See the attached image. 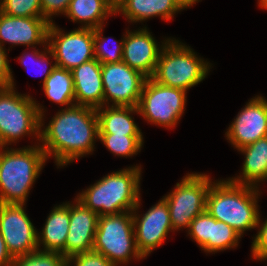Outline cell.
<instances>
[{"label":"cell","mask_w":267,"mask_h":266,"mask_svg":"<svg viewBox=\"0 0 267 266\" xmlns=\"http://www.w3.org/2000/svg\"><path fill=\"white\" fill-rule=\"evenodd\" d=\"M44 124V121H40L39 144L47 160L51 156L54 158L57 168L95 151V143L99 138L95 108L81 105L62 108L46 126Z\"/></svg>","instance_id":"obj_1"},{"label":"cell","mask_w":267,"mask_h":266,"mask_svg":"<svg viewBox=\"0 0 267 266\" xmlns=\"http://www.w3.org/2000/svg\"><path fill=\"white\" fill-rule=\"evenodd\" d=\"M259 190L258 187L237 184L229 179L215 180L207 194L206 211L243 237L246 231L255 229L258 224V200L262 193Z\"/></svg>","instance_id":"obj_2"},{"label":"cell","mask_w":267,"mask_h":266,"mask_svg":"<svg viewBox=\"0 0 267 266\" xmlns=\"http://www.w3.org/2000/svg\"><path fill=\"white\" fill-rule=\"evenodd\" d=\"M141 172L139 165L111 172L75 198L99 216L132 211L141 197Z\"/></svg>","instance_id":"obj_3"},{"label":"cell","mask_w":267,"mask_h":266,"mask_svg":"<svg viewBox=\"0 0 267 266\" xmlns=\"http://www.w3.org/2000/svg\"><path fill=\"white\" fill-rule=\"evenodd\" d=\"M46 161L38 141L23 148L0 147V203L26 204Z\"/></svg>","instance_id":"obj_4"},{"label":"cell","mask_w":267,"mask_h":266,"mask_svg":"<svg viewBox=\"0 0 267 266\" xmlns=\"http://www.w3.org/2000/svg\"><path fill=\"white\" fill-rule=\"evenodd\" d=\"M29 94L10 86L0 87V147H8L25 136L40 141V121L45 108Z\"/></svg>","instance_id":"obj_5"},{"label":"cell","mask_w":267,"mask_h":266,"mask_svg":"<svg viewBox=\"0 0 267 266\" xmlns=\"http://www.w3.org/2000/svg\"><path fill=\"white\" fill-rule=\"evenodd\" d=\"M211 66L190 46L171 38L160 53L152 78L162 85L187 92L208 76Z\"/></svg>","instance_id":"obj_6"},{"label":"cell","mask_w":267,"mask_h":266,"mask_svg":"<svg viewBox=\"0 0 267 266\" xmlns=\"http://www.w3.org/2000/svg\"><path fill=\"white\" fill-rule=\"evenodd\" d=\"M93 251L116 266L144 259L136 246L132 211L98 217Z\"/></svg>","instance_id":"obj_7"},{"label":"cell","mask_w":267,"mask_h":266,"mask_svg":"<svg viewBox=\"0 0 267 266\" xmlns=\"http://www.w3.org/2000/svg\"><path fill=\"white\" fill-rule=\"evenodd\" d=\"M212 180L205 173H188L176 183L170 193L163 196L168 204L174 232L188 229L193 219L206 211L207 194Z\"/></svg>","instance_id":"obj_8"},{"label":"cell","mask_w":267,"mask_h":266,"mask_svg":"<svg viewBox=\"0 0 267 266\" xmlns=\"http://www.w3.org/2000/svg\"><path fill=\"white\" fill-rule=\"evenodd\" d=\"M186 102L185 90L162 85L150 77L144 84L138 110L147 123L174 129L184 114Z\"/></svg>","instance_id":"obj_9"},{"label":"cell","mask_w":267,"mask_h":266,"mask_svg":"<svg viewBox=\"0 0 267 266\" xmlns=\"http://www.w3.org/2000/svg\"><path fill=\"white\" fill-rule=\"evenodd\" d=\"M48 46L54 54L56 66L73 70L94 58V29L80 28L69 32L50 23Z\"/></svg>","instance_id":"obj_10"},{"label":"cell","mask_w":267,"mask_h":266,"mask_svg":"<svg viewBox=\"0 0 267 266\" xmlns=\"http://www.w3.org/2000/svg\"><path fill=\"white\" fill-rule=\"evenodd\" d=\"M101 73L104 105L138 107L148 77L123 61L101 64Z\"/></svg>","instance_id":"obj_11"},{"label":"cell","mask_w":267,"mask_h":266,"mask_svg":"<svg viewBox=\"0 0 267 266\" xmlns=\"http://www.w3.org/2000/svg\"><path fill=\"white\" fill-rule=\"evenodd\" d=\"M24 206L25 204L0 203V234L13 258L38 250V231Z\"/></svg>","instance_id":"obj_12"},{"label":"cell","mask_w":267,"mask_h":266,"mask_svg":"<svg viewBox=\"0 0 267 266\" xmlns=\"http://www.w3.org/2000/svg\"><path fill=\"white\" fill-rule=\"evenodd\" d=\"M140 205L141 198L132 210L133 226L137 249L146 259L151 252L163 245L168 233L174 230L171 226L168 204L163 197L143 215L138 214Z\"/></svg>","instance_id":"obj_13"},{"label":"cell","mask_w":267,"mask_h":266,"mask_svg":"<svg viewBox=\"0 0 267 266\" xmlns=\"http://www.w3.org/2000/svg\"><path fill=\"white\" fill-rule=\"evenodd\" d=\"M248 101L225 133L237 150L267 136V100L260 94Z\"/></svg>","instance_id":"obj_14"},{"label":"cell","mask_w":267,"mask_h":266,"mask_svg":"<svg viewBox=\"0 0 267 266\" xmlns=\"http://www.w3.org/2000/svg\"><path fill=\"white\" fill-rule=\"evenodd\" d=\"M151 33L146 26L138 30H126L123 42L122 61L148 78L154 75L160 53L171 39L167 37L158 45L159 42Z\"/></svg>","instance_id":"obj_15"},{"label":"cell","mask_w":267,"mask_h":266,"mask_svg":"<svg viewBox=\"0 0 267 266\" xmlns=\"http://www.w3.org/2000/svg\"><path fill=\"white\" fill-rule=\"evenodd\" d=\"M187 234L208 253H217L238 247L241 236L225 222L217 221L207 211L196 216Z\"/></svg>","instance_id":"obj_16"},{"label":"cell","mask_w":267,"mask_h":266,"mask_svg":"<svg viewBox=\"0 0 267 266\" xmlns=\"http://www.w3.org/2000/svg\"><path fill=\"white\" fill-rule=\"evenodd\" d=\"M50 23L43 17H14L0 12V45H24L28 50L36 45H48Z\"/></svg>","instance_id":"obj_17"},{"label":"cell","mask_w":267,"mask_h":266,"mask_svg":"<svg viewBox=\"0 0 267 266\" xmlns=\"http://www.w3.org/2000/svg\"><path fill=\"white\" fill-rule=\"evenodd\" d=\"M99 215L74 198L70 203V225L65 242V257L93 251Z\"/></svg>","instance_id":"obj_18"},{"label":"cell","mask_w":267,"mask_h":266,"mask_svg":"<svg viewBox=\"0 0 267 266\" xmlns=\"http://www.w3.org/2000/svg\"><path fill=\"white\" fill-rule=\"evenodd\" d=\"M187 8L184 0H119L115 4V14L121 13L129 23H142L153 17L170 21Z\"/></svg>","instance_id":"obj_19"},{"label":"cell","mask_w":267,"mask_h":266,"mask_svg":"<svg viewBox=\"0 0 267 266\" xmlns=\"http://www.w3.org/2000/svg\"><path fill=\"white\" fill-rule=\"evenodd\" d=\"M74 83L75 105L99 108L104 106V88L101 63L90 60L71 70Z\"/></svg>","instance_id":"obj_20"},{"label":"cell","mask_w":267,"mask_h":266,"mask_svg":"<svg viewBox=\"0 0 267 266\" xmlns=\"http://www.w3.org/2000/svg\"><path fill=\"white\" fill-rule=\"evenodd\" d=\"M70 225V202L55 205L38 235V250L58 252L65 256V242ZM42 246V248H41Z\"/></svg>","instance_id":"obj_21"},{"label":"cell","mask_w":267,"mask_h":266,"mask_svg":"<svg viewBox=\"0 0 267 266\" xmlns=\"http://www.w3.org/2000/svg\"><path fill=\"white\" fill-rule=\"evenodd\" d=\"M238 152L243 153L245 158L242 174L228 179L237 184L259 188V184L267 180V136L238 149Z\"/></svg>","instance_id":"obj_22"},{"label":"cell","mask_w":267,"mask_h":266,"mask_svg":"<svg viewBox=\"0 0 267 266\" xmlns=\"http://www.w3.org/2000/svg\"><path fill=\"white\" fill-rule=\"evenodd\" d=\"M96 112L99 134L143 135L133 117L139 114L138 107L104 105Z\"/></svg>","instance_id":"obj_23"},{"label":"cell","mask_w":267,"mask_h":266,"mask_svg":"<svg viewBox=\"0 0 267 266\" xmlns=\"http://www.w3.org/2000/svg\"><path fill=\"white\" fill-rule=\"evenodd\" d=\"M110 15H116L111 0H71L65 13L73 23H81L80 28L88 29L103 26Z\"/></svg>","instance_id":"obj_24"},{"label":"cell","mask_w":267,"mask_h":266,"mask_svg":"<svg viewBox=\"0 0 267 266\" xmlns=\"http://www.w3.org/2000/svg\"><path fill=\"white\" fill-rule=\"evenodd\" d=\"M42 87L50 101L65 106V108L75 105L74 83L70 70L56 66Z\"/></svg>","instance_id":"obj_25"},{"label":"cell","mask_w":267,"mask_h":266,"mask_svg":"<svg viewBox=\"0 0 267 266\" xmlns=\"http://www.w3.org/2000/svg\"><path fill=\"white\" fill-rule=\"evenodd\" d=\"M144 135L99 134L98 140L115 156L132 157L142 150Z\"/></svg>","instance_id":"obj_26"},{"label":"cell","mask_w":267,"mask_h":266,"mask_svg":"<svg viewBox=\"0 0 267 266\" xmlns=\"http://www.w3.org/2000/svg\"><path fill=\"white\" fill-rule=\"evenodd\" d=\"M103 26H99L94 29V58L97 59L101 64H110V63H118L122 61L123 57V42L125 39V35L123 34L121 40H113L112 38H106L103 35ZM110 43H114V47L109 45ZM108 43V44H107Z\"/></svg>","instance_id":"obj_27"},{"label":"cell","mask_w":267,"mask_h":266,"mask_svg":"<svg viewBox=\"0 0 267 266\" xmlns=\"http://www.w3.org/2000/svg\"><path fill=\"white\" fill-rule=\"evenodd\" d=\"M31 49H32V51H30L31 53H29L28 51L27 52L24 51V53L20 57H17V58H19L20 60L19 63H21L22 66H24L27 71L31 63L33 64L34 67L39 69L38 71L41 73L40 76L44 75L43 82H42L44 83L47 77L51 74L53 69L56 67L55 61L54 62L49 61L50 57L53 60H55L54 54L51 52L48 45L43 46L42 50L44 51H40V49H36V47H31ZM27 60H30L29 63H27L28 62Z\"/></svg>","instance_id":"obj_28"},{"label":"cell","mask_w":267,"mask_h":266,"mask_svg":"<svg viewBox=\"0 0 267 266\" xmlns=\"http://www.w3.org/2000/svg\"><path fill=\"white\" fill-rule=\"evenodd\" d=\"M11 266H67V258L58 252L36 250L14 258Z\"/></svg>","instance_id":"obj_29"},{"label":"cell","mask_w":267,"mask_h":266,"mask_svg":"<svg viewBox=\"0 0 267 266\" xmlns=\"http://www.w3.org/2000/svg\"><path fill=\"white\" fill-rule=\"evenodd\" d=\"M0 12L14 17H43L40 0H0Z\"/></svg>","instance_id":"obj_30"},{"label":"cell","mask_w":267,"mask_h":266,"mask_svg":"<svg viewBox=\"0 0 267 266\" xmlns=\"http://www.w3.org/2000/svg\"><path fill=\"white\" fill-rule=\"evenodd\" d=\"M256 229L258 231L251 242V257L261 262L267 260V219L263 222L260 216Z\"/></svg>","instance_id":"obj_31"},{"label":"cell","mask_w":267,"mask_h":266,"mask_svg":"<svg viewBox=\"0 0 267 266\" xmlns=\"http://www.w3.org/2000/svg\"><path fill=\"white\" fill-rule=\"evenodd\" d=\"M67 266H116L110 262L104 255L89 251L79 253L67 259Z\"/></svg>","instance_id":"obj_32"},{"label":"cell","mask_w":267,"mask_h":266,"mask_svg":"<svg viewBox=\"0 0 267 266\" xmlns=\"http://www.w3.org/2000/svg\"><path fill=\"white\" fill-rule=\"evenodd\" d=\"M71 0H40L42 16L49 23H54L53 16L65 15Z\"/></svg>","instance_id":"obj_33"},{"label":"cell","mask_w":267,"mask_h":266,"mask_svg":"<svg viewBox=\"0 0 267 266\" xmlns=\"http://www.w3.org/2000/svg\"><path fill=\"white\" fill-rule=\"evenodd\" d=\"M6 48L0 45V87L10 86L15 88L14 77L11 66L9 65L8 53Z\"/></svg>","instance_id":"obj_34"},{"label":"cell","mask_w":267,"mask_h":266,"mask_svg":"<svg viewBox=\"0 0 267 266\" xmlns=\"http://www.w3.org/2000/svg\"><path fill=\"white\" fill-rule=\"evenodd\" d=\"M13 257L7 249V245L0 234V266H11Z\"/></svg>","instance_id":"obj_35"},{"label":"cell","mask_w":267,"mask_h":266,"mask_svg":"<svg viewBox=\"0 0 267 266\" xmlns=\"http://www.w3.org/2000/svg\"><path fill=\"white\" fill-rule=\"evenodd\" d=\"M258 6L261 8V9H265L267 10V0H258Z\"/></svg>","instance_id":"obj_36"},{"label":"cell","mask_w":267,"mask_h":266,"mask_svg":"<svg viewBox=\"0 0 267 266\" xmlns=\"http://www.w3.org/2000/svg\"><path fill=\"white\" fill-rule=\"evenodd\" d=\"M200 0H184V2L189 6L192 7L195 3H198Z\"/></svg>","instance_id":"obj_37"},{"label":"cell","mask_w":267,"mask_h":266,"mask_svg":"<svg viewBox=\"0 0 267 266\" xmlns=\"http://www.w3.org/2000/svg\"><path fill=\"white\" fill-rule=\"evenodd\" d=\"M114 4H116L117 3V0H111Z\"/></svg>","instance_id":"obj_38"}]
</instances>
